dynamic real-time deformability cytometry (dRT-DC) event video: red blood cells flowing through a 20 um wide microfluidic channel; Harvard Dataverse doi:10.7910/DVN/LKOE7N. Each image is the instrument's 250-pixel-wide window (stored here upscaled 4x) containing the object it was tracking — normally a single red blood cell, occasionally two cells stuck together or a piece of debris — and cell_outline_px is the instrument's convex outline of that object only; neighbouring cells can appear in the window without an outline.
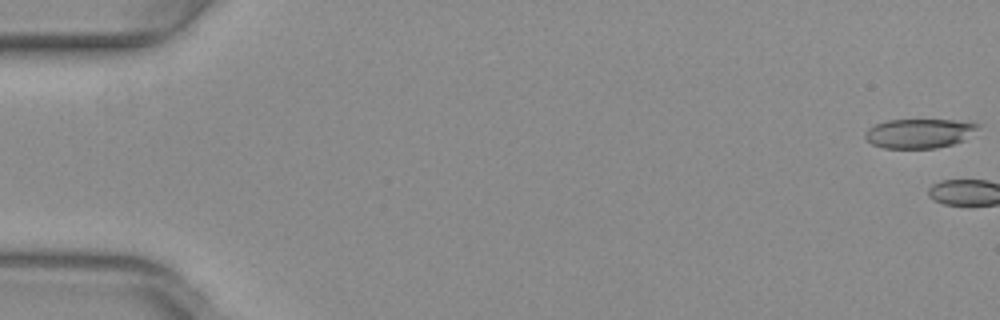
{"species": "common noctule bat (a hibernating species)", "species_latin": "Nyctalus noctula", "temperature_condition": "warm", "stored_images_in_passage": 3, "camera_frame_rate_fps": 3000, "um_per_image_px": 0.085, "animal": {"sex": "female", "body_mass_g": 29.2, "forearm_length_mm": 56.3}, "frame": {"image": 1, "passage_image": 1, "time_ms": 0.0, "image_size_px": [1000, 320], "cell_outline_px": [[980, 128], [964, 140], [952, 144], [936, 148], [884, 148], [872, 144], [864, 136], [864, 132], [868, 128], [876, 124], [888, 120], [968, 120], [980, 124]], "centroid_in_image_um": [78.18, 11.32], "position_along_channel_um": 6.8, "area_um2": 19.48}}